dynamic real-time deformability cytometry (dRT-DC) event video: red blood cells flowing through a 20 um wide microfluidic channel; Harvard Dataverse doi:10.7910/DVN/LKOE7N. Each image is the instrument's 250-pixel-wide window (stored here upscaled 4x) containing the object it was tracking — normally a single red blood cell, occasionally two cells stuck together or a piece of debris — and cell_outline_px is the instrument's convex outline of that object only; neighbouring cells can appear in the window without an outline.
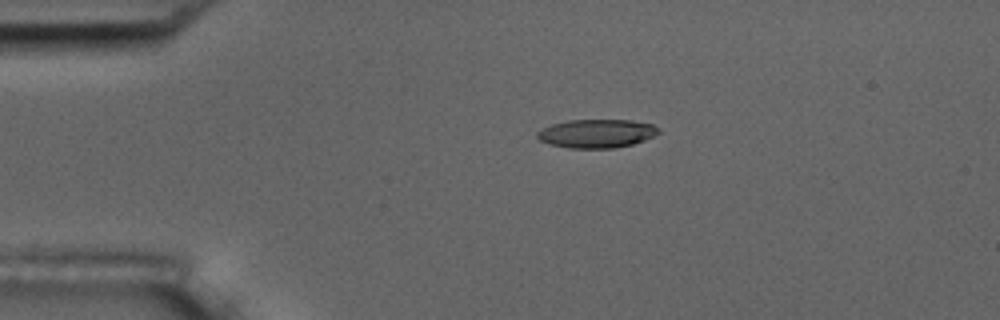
{"species": "common noctule bat (a hibernating species)", "species_latin": "Nyctalus noctula", "temperature_condition": "room temperature", "stored_images_in_passage": 2, "camera_frame_rate_fps": 3000, "um_per_image_px": 0.085, "animal": {"sex": "male", "body_mass_g": 17.5, "forearm_length_mm": 52.3}, "frame": {"image": 1, "passage_image": 1, "time_ms": 0.0, "image_size_px": [1000, 320], "cell_outline_px": [[660, 132], [644, 140], [632, 144], [612, 148], [568, 148], [552, 144], [540, 140], [536, 136], [536, 132], [552, 124], [568, 120], [632, 120], [652, 124]], "centroid_in_image_um": [50.7, 11.34], "position_along_channel_um": 34.3, "area_um2": 19.94}}